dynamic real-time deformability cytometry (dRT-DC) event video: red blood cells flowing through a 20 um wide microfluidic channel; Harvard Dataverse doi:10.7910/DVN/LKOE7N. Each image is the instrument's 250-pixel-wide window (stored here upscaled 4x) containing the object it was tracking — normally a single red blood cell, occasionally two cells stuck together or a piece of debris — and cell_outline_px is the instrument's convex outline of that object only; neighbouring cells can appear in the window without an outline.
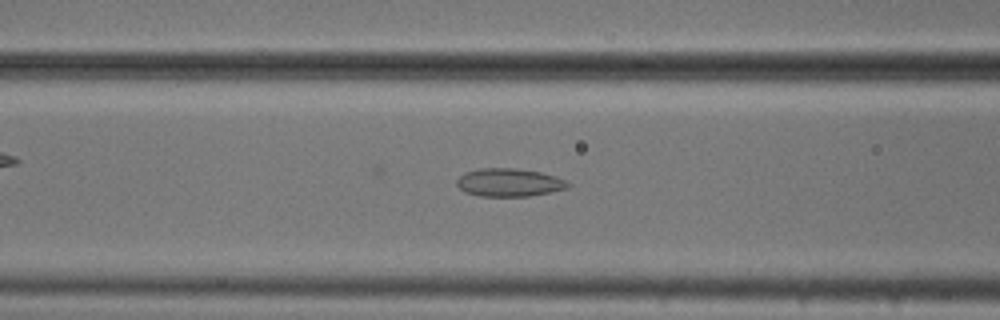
{"species": "common noctule bat (a hibernating species)", "species_latin": "Nyctalus noctula", "temperature_condition": "cold", "stored_images_in_passage": 20, "camera_frame_rate_fps": 3000, "um_per_image_px": 0.085, "animal": {"sex": "male", "body_mass_g": 20.5, "forearm_length_mm": 52.5}, "frame": {"image": 1, "passage_image": 7, "time_ms": 2.0, "image_size_px": [1000, 320], "cell_outline_px": [[572, 184], [568, 188], [528, 196], [480, 196], [464, 192], [456, 184], [456, 180], [464, 172], [476, 168], [516, 168], [540, 172], [556, 176], [568, 180]], "centroid_in_image_um": [43.28, 15.5], "position_along_channel_um": 123.3, "area_um2": 18.38}}
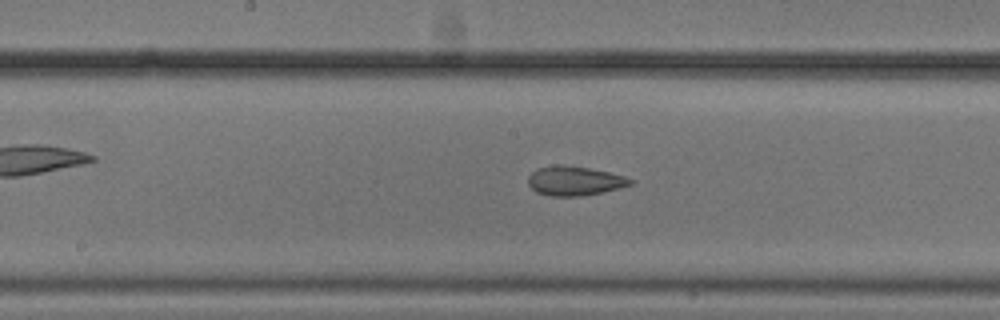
{"frame": {"image": 2, "passage_image": 13, "time_ms": 4.0, "image_size_px": [1000, 320], "cell_outline_px": [[636, 180], [632, 184], [600, 192], [580, 196], [552, 196], [536, 192], [528, 184], [528, 176], [536, 168], [556, 164], [588, 168], [608, 172], [624, 176]], "centroid_in_image_um": [48.8, 15.36], "position_along_channel_um": 199.4, "area_um2": 17.28}}
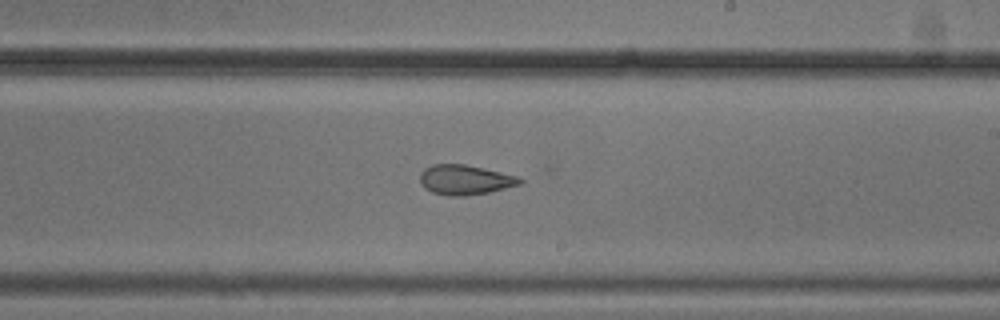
{"frame": {"image": 3, "passage_image": 17, "time_ms": 5.333, "image_size_px": [1000, 320], "cell_outline_px": [[524, 180], [520, 184], [488, 192], [464, 196], [448, 196], [432, 192], [424, 188], [420, 180], [420, 172], [424, 168], [432, 164], [464, 164], [484, 168], [516, 176]], "centroid_in_image_um": [39.48, 15.28], "position_along_channel_um": 249.5, "area_um2": 17.28}}